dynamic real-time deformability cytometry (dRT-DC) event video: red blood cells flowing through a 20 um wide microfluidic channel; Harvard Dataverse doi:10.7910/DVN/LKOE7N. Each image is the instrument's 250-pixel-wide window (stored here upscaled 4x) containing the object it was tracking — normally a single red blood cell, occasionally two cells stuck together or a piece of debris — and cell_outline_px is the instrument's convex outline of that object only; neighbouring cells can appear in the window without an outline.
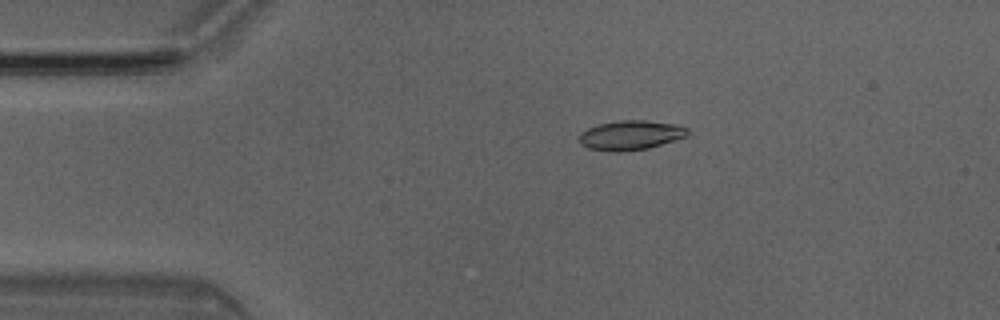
{"species": "Egyptian fruit bat (a non-hibernating species)", "species_latin": "Rousettus aegyptiacus", "temperature_condition": "room temperature", "stored_images_in_passage": 4, "camera_frame_rate_fps": 3000, "um_per_image_px": 0.085, "animal": {"sex": "male"}, "frame": {"image": 1, "passage_image": 3, "time_ms": 0.667, "image_size_px": [1000, 320], "cell_outline_px": [[688, 136], [648, 148], [620, 152], [608, 152], [588, 148], [580, 144], [580, 132], [596, 124], [620, 120], [648, 120], [680, 124], [688, 128]], "centroid_in_image_um": [53.61, 11.48], "position_along_channel_um": 31.4, "area_um2": 18.96}}